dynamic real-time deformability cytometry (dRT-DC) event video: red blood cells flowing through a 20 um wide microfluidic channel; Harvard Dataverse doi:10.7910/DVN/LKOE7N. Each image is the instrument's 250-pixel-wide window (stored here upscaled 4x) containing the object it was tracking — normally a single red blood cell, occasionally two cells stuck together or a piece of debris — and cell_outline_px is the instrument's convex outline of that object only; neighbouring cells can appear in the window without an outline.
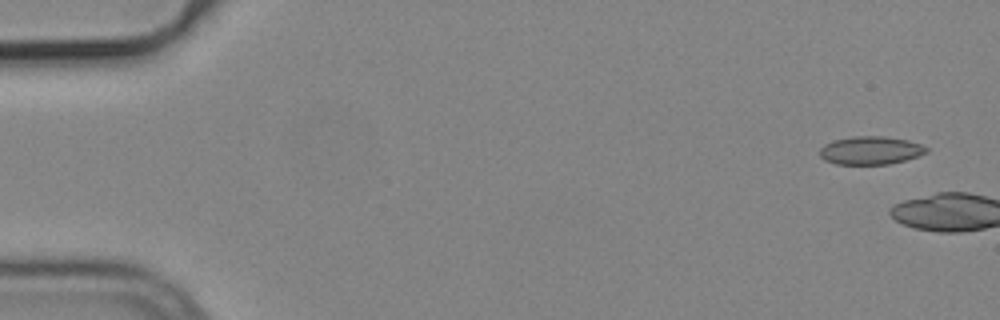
{"species": "common noctule bat (a hibernating species)", "species_latin": "Nyctalus noctula", "temperature_condition": "cold", "stored_images_in_passage": 6, "camera_frame_rate_fps": 3000, "um_per_image_px": 0.085, "animal": {"sex": "male", "body_mass_g": 19.2, "forearm_length_mm": 51.8}, "frame": {"image": 1, "passage_image": 1, "time_ms": 0.0, "image_size_px": [1000, 320], "cell_outline_px": [[928, 152], [920, 156], [888, 164], [836, 164], [824, 160], [820, 156], [820, 148], [824, 144], [832, 140], [852, 136], [884, 136], [908, 140], [920, 144], [928, 148]], "centroid_in_image_um": [73.99, 12.78], "position_along_channel_um": 11.0, "area_um2": 17.63}}
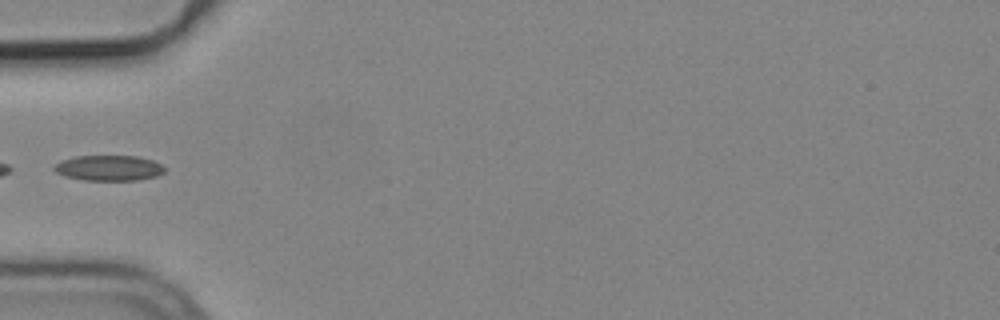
{"frame": {"image": 2, "passage_image": 6, "time_ms": 1.667, "image_size_px": [1000, 320], "cell_outline_px": [[164, 172], [156, 176], [140, 180], [84, 180], [64, 176], [56, 172], [52, 168], [60, 160], [76, 156], [136, 156], [152, 160], [160, 164], [164, 168]], "centroid_in_image_um": [9.22, 14.28], "position_along_channel_um": 75.8, "area_um2": 16.36}}